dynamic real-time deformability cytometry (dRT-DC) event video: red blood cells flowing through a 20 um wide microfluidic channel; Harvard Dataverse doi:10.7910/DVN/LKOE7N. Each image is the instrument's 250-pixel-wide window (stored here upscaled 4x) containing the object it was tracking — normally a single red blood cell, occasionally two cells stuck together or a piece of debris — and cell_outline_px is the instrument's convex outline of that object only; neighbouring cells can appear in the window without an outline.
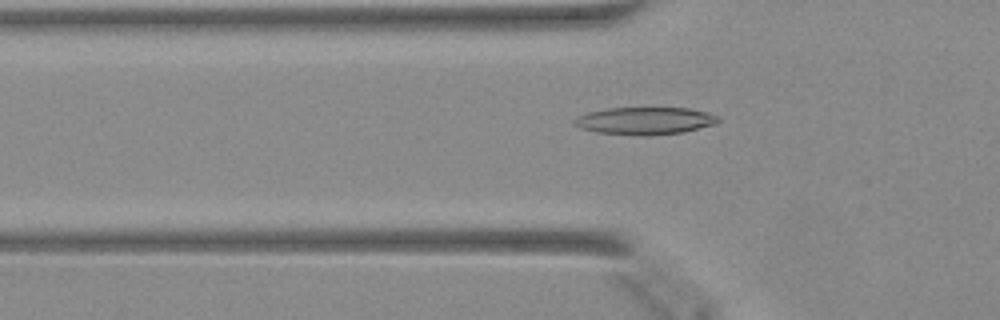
{"species": "Egyptian fruit bat (a non-hibernating species)", "species_latin": "Rousettus aegyptiacus", "temperature_condition": "warm", "stored_images_in_passage": 34, "camera_frame_rate_fps": 3000, "um_per_image_px": 0.085, "animal": {"sex": "female"}, "frame": {"image": 1, "passage_image": 3, "time_ms": 0.667, "image_size_px": [1000, 320], "cell_outline_px": [[720, 120], [716, 124], [684, 132], [648, 136], [644, 136], [596, 132], [580, 128], [572, 120], [576, 116], [588, 112], [608, 108], [688, 108], [708, 112], [720, 116]], "centroid_in_image_um": [54.85, 10.27], "position_along_channel_um": 71.0, "area_um2": 23.18}}
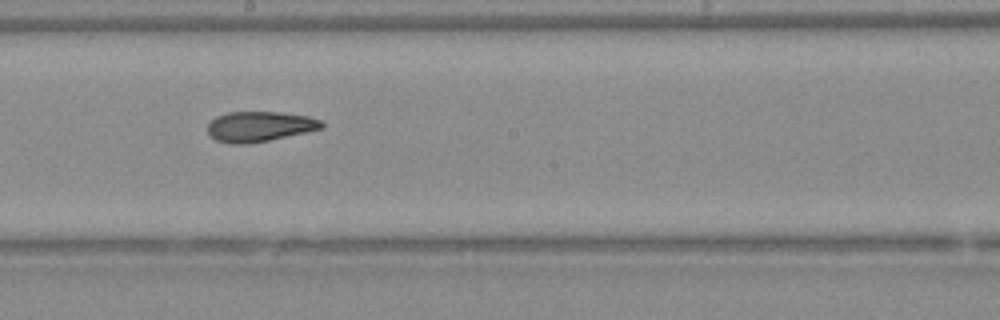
{"frame": {"image": 2, "passage_image": 14, "time_ms": 4.333, "image_size_px": [1000, 320], "cell_outline_px": [[324, 128], [268, 140], [240, 144], [232, 144], [216, 140], [208, 132], [208, 124], [216, 116], [228, 112], [280, 112], [308, 116], [320, 120], [324, 124]], "centroid_in_image_um": [22.07, 10.74], "position_along_channel_um": 226.1, "area_um2": 19.83}}
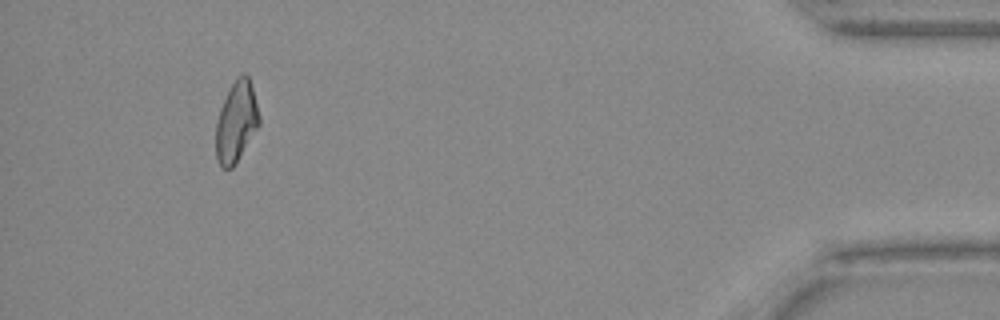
{"frame": {"image": 3, "passage_image": 32, "time_ms": 10.333, "image_size_px": [1000, 320], "cell_outline_px": [[260, 124], [236, 164], [232, 168], [220, 168], [216, 160], [216, 120], [220, 108], [232, 84], [244, 72], [248, 76], [252, 88], [260, 116]], "centroid_in_image_um": [20.08, 10.42], "position_along_channel_um": 415.1, "area_um2": 20.29}}